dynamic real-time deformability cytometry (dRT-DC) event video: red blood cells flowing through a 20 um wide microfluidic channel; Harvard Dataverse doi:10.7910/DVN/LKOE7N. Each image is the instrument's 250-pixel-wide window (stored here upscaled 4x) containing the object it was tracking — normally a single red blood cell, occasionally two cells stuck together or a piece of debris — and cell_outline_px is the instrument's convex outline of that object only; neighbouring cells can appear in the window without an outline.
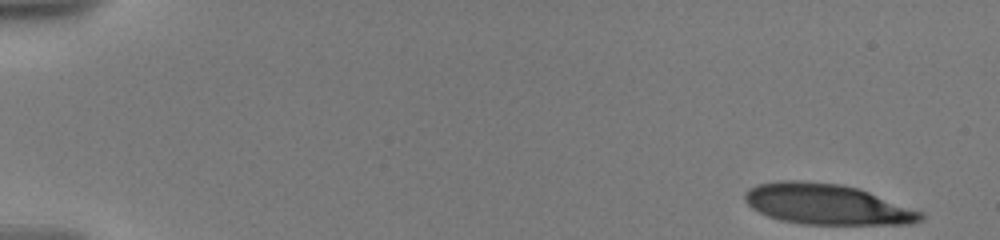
{"species": "human", "species_latin": "Homo sapiens", "temperature_condition": "warm", "stored_images_in_passage": 11, "camera_frame_rate_fps": 3000, "um_per_image_px": 0.085, "donor": {"sex": "male"}, "frame": {"image": 1, "passage_image": 1, "time_ms": 0.0, "image_size_px": [1000, 240], "cell_outline_px": [[924, 220], [912, 224], [804, 224], [780, 220], [768, 216], [752, 208], [744, 200], [744, 192], [748, 188], [756, 184], [780, 180], [800, 180], [840, 184], [860, 188], [924, 212]], "centroid_in_image_um": [70.3, 17.35], "position_along_channel_um": 14.7, "area_um2": 41.96}}
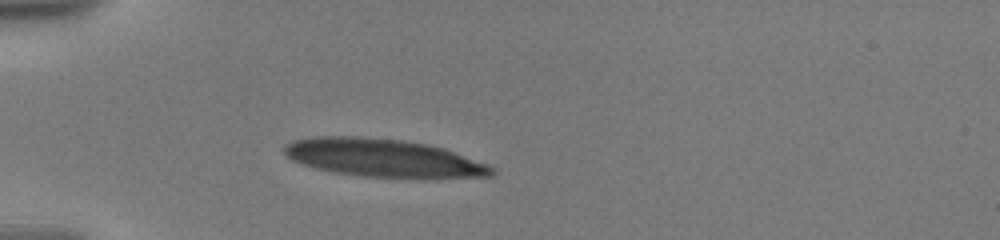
{"frame": {"image": 2, "passage_image": 7, "time_ms": 4.667, "image_size_px": [1000, 240], "cell_outline_px": [[496, 172], [492, 176], [360, 176], [336, 172], [316, 168], [300, 164], [292, 160], [284, 152], [284, 144], [292, 140], [312, 136], [360, 136], [404, 140], [428, 144], [444, 148], [488, 164], [496, 168]], "centroid_in_image_um": [32.51, 13.38], "position_along_channel_um": 52.5, "area_um2": 45.32}}
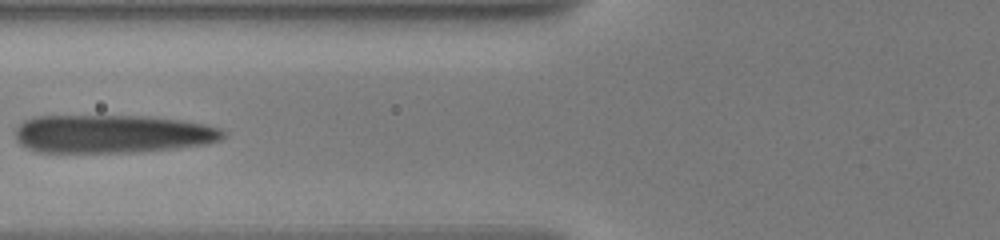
{"frame": {"image": 3, "passage_image": 10, "time_ms": 7.0, "image_size_px": [1000, 240], "cell_outline_px": [[228, 136], [220, 140], [204, 144], [176, 148], [132, 152], [40, 152], [28, 148], [20, 144], [16, 140], [16, 128], [24, 120], [36, 116], [140, 116], [180, 120], [204, 124], [220, 128], [228, 132]], "centroid_in_image_um": [9.56, 11.38], "position_along_channel_um": 116.2, "area_um2": 46.3}}